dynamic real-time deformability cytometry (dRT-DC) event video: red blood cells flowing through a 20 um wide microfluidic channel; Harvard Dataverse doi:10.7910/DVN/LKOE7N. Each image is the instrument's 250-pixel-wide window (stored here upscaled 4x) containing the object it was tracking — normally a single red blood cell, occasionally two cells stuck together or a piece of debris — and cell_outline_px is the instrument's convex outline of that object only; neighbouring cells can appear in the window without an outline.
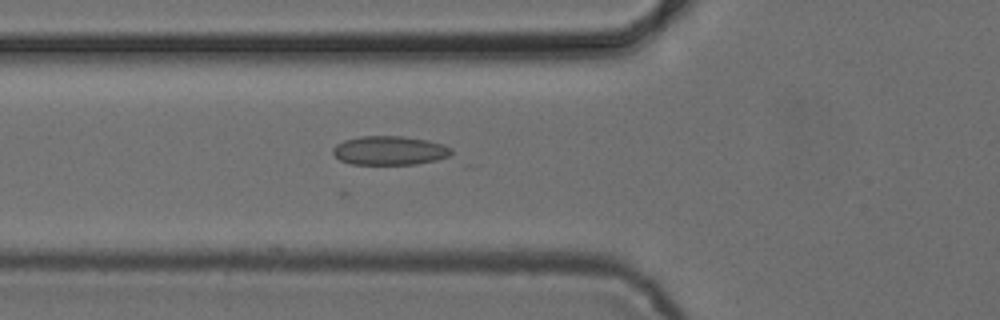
{"species": "common noctule bat (a hibernating species)", "species_latin": "Nyctalus noctula", "temperature_condition": "cold", "stored_images_in_passage": 35, "camera_frame_rate_fps": 3000, "um_per_image_px": 0.085, "animal": {"sex": "female", "body_mass_g": 24.6, "forearm_length_mm": 56.2}, "frame": {"image": 1, "passage_image": 19, "time_ms": 6.0, "image_size_px": [1000, 320], "cell_outline_px": [[452, 152], [448, 156], [436, 160], [416, 164], [352, 164], [340, 160], [332, 152], [332, 148], [336, 144], [344, 140], [360, 136], [404, 136], [428, 140], [444, 144], [452, 148]], "centroid_in_image_um": [33.12, 12.78], "position_along_channel_um": 92.7, "area_um2": 20.06}}
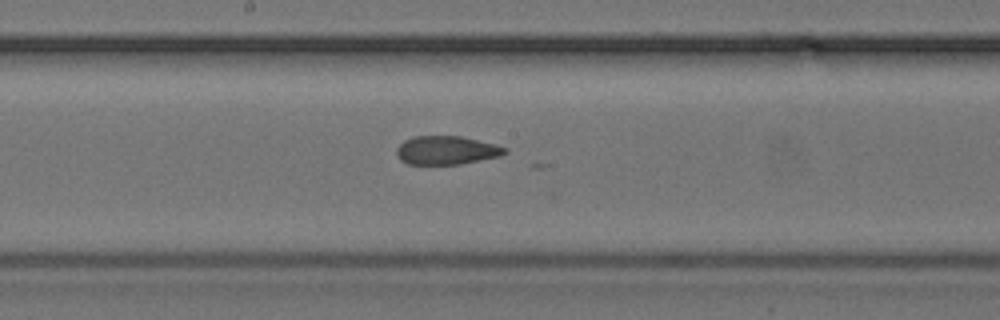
{"frame": {"image": 2, "passage_image": 28, "time_ms": 9.0, "image_size_px": [1000, 320], "cell_outline_px": [[508, 152], [500, 156], [460, 164], [408, 164], [400, 160], [396, 156], [396, 148], [404, 140], [412, 136], [460, 136], [496, 144], [508, 148]], "centroid_in_image_um": [37.94, 12.77], "position_along_channel_um": 210.3, "area_um2": 18.15}}
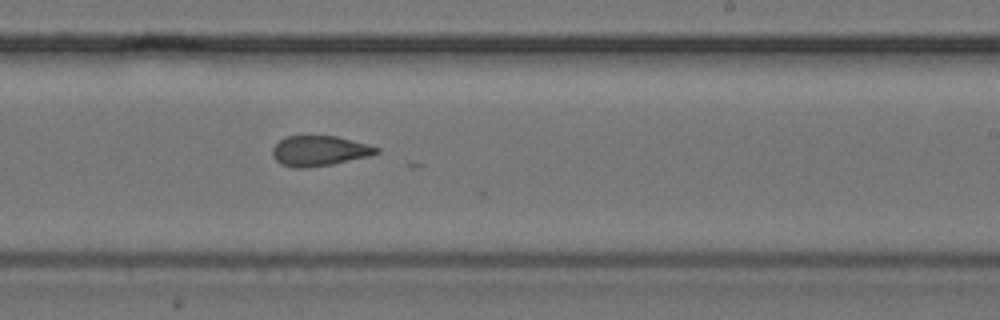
{"frame": {"image": 3, "passage_image": 32, "time_ms": 10.333, "image_size_px": [1000, 320], "cell_outline_px": [[380, 152], [368, 156], [332, 164], [304, 168], [292, 168], [280, 164], [272, 156], [272, 148], [280, 140], [288, 136], [336, 136], [368, 144], [380, 148]], "centroid_in_image_um": [27.13, 12.83], "position_along_channel_um": 261.9, "area_um2": 18.26}}